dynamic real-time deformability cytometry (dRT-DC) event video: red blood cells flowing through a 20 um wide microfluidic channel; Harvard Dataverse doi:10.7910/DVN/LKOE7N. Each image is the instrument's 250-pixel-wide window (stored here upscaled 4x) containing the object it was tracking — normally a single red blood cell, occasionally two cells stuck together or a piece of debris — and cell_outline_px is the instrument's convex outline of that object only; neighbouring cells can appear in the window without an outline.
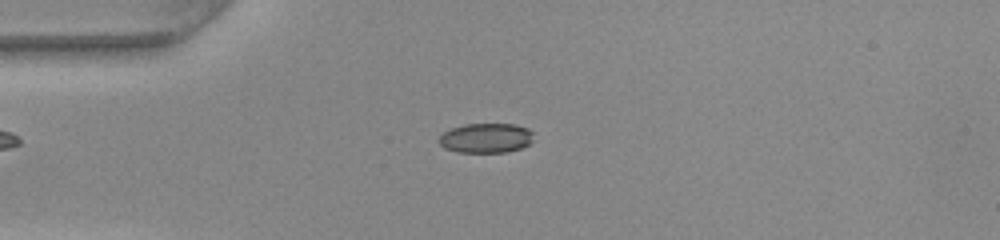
{"species": "common noctule bat (a hibernating species)", "species_latin": "Nyctalus noctula", "temperature_condition": "warm", "stored_images_in_passage": 49, "camera_frame_rate_fps": 3000, "um_per_image_px": 0.085, "animal": {"sex": "female", "body_mass_g": 22.0, "forearm_length_mm": 56.7}, "frame": {"image": 1, "passage_image": 12, "time_ms": 3.667, "image_size_px": [1000, 240], "cell_outline_px": [[532, 140], [528, 144], [520, 148], [508, 152], [456, 152], [444, 148], [436, 140], [444, 132], [452, 128], [464, 124], [516, 124], [528, 128], [532, 132]], "centroid_in_image_um": [41.28, 11.73], "position_along_channel_um": 43.7, "area_um2": 16.42}}
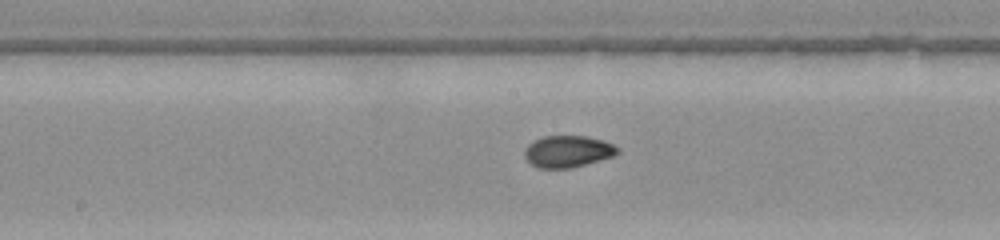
{"frame": {"image": 2, "passage_image": 25, "time_ms": 8.0, "image_size_px": [1000, 240], "cell_outline_px": [[620, 152], [612, 156], [572, 168], [540, 168], [532, 164], [524, 156], [524, 148], [532, 140], [544, 136], [588, 136], [604, 140], [620, 148]], "centroid_in_image_um": [48.25, 12.86], "position_along_channel_um": 199.9, "area_um2": 17.28}}
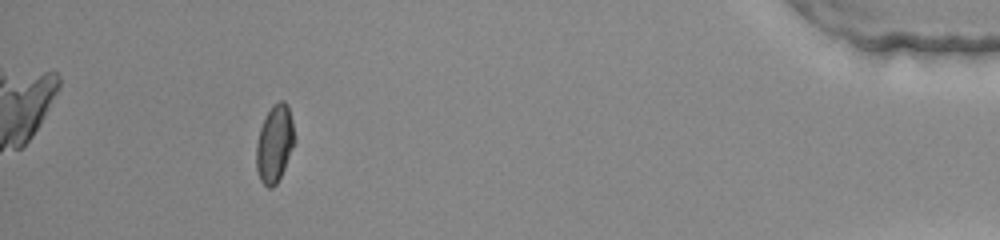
{"frame": {"image": 3, "passage_image": 45, "time_ms": 14.667, "image_size_px": [1000, 240], "cell_outline_px": [[296, 140], [284, 168], [276, 184], [272, 188], [268, 188], [260, 180], [256, 168], [256, 144], [260, 128], [272, 104], [280, 100], [284, 100], [288, 104], [292, 120]], "centroid_in_image_um": [23.35, 12.19], "position_along_channel_um": 411.9, "area_um2": 17.28}, "authors_computed_cell_mechanics": {"area_um2": 16.9354, "velocity_mm_per_s": 4.1047, "shape_relaxation_time_tau1_ms": 8.955, "shape_relaxation_time_tau2_ms": 0.9438, "deformation_change_tau1": 0.2137, "deformation_change_tau2": 0.0396}}